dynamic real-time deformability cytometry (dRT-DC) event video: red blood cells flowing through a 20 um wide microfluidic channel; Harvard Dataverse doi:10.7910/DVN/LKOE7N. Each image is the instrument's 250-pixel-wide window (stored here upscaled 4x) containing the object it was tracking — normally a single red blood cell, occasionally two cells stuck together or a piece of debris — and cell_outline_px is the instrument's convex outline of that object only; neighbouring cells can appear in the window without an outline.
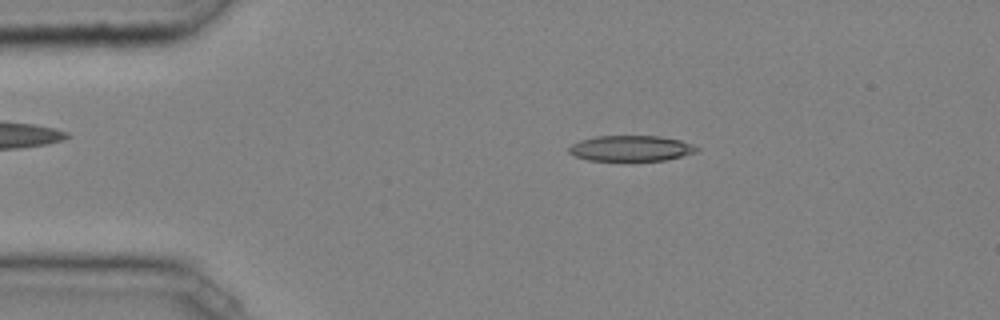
{"species": "common noctule bat (a hibernating species)", "species_latin": "Nyctalus noctula", "temperature_condition": "cold", "stored_images_in_passage": 44, "camera_frame_rate_fps": 3000, "um_per_image_px": 0.085, "animal": {"sex": "male", "body_mass_g": 20.4}, "frame": {"image": 1, "passage_image": 8, "time_ms": 2.333, "image_size_px": [1000, 320], "cell_outline_px": [[700, 148], [696, 152], [664, 160], [632, 164], [588, 160], [576, 156], [568, 152], [568, 148], [572, 144], [580, 140], [596, 136], [660, 136], [680, 140], [692, 144]], "centroid_in_image_um": [53.61, 12.66], "position_along_channel_um": 31.4, "area_um2": 20.0}}
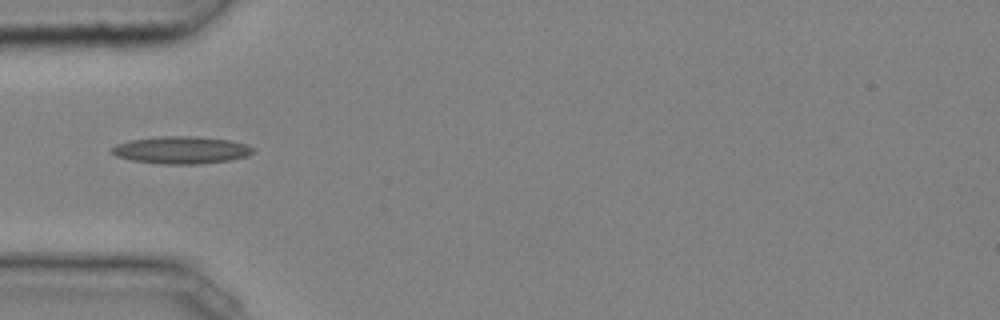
{"frame": {"image": 2, "passage_image": 14, "time_ms": 4.333, "image_size_px": [1000, 320], "cell_outline_px": [[256, 152], [248, 156], [232, 160], [200, 164], [164, 164], [132, 160], [116, 156], [112, 152], [112, 148], [116, 144], [128, 140], [160, 136], [196, 136], [228, 140], [248, 144], [256, 148]], "centroid_in_image_um": [15.48, 12.75], "position_along_channel_um": 69.5, "area_um2": 22.77}}
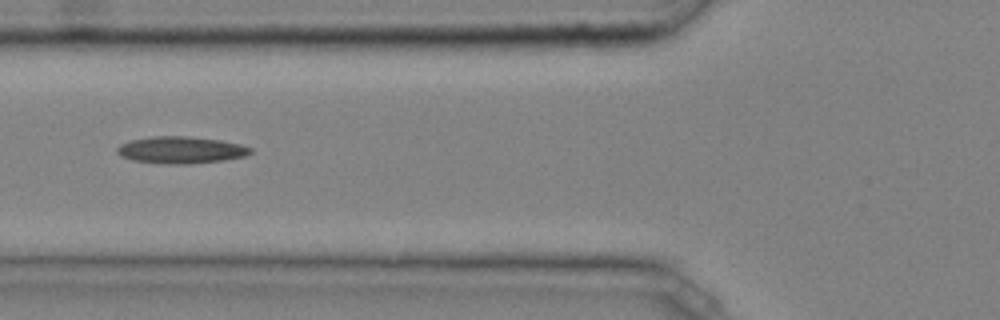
{"frame": {"image": 3, "passage_image": 17, "time_ms": 5.333, "image_size_px": [1000, 320], "cell_outline_px": [[252, 152], [244, 156], [224, 160], [188, 164], [160, 164], [132, 160], [120, 156], [116, 152], [116, 148], [120, 144], [128, 140], [152, 136], [184, 136], [220, 140], [240, 144], [252, 148]], "centroid_in_image_um": [15.32, 12.75], "position_along_channel_um": 110.5, "area_um2": 21.1}, "authors_computed_cell_mechanics": {"area_um2": 19.4497, "velocity_mm_per_s": 4.0752, "shape_relaxation_time_tau1_ms": null, "shape_relaxation_time_tau2_ms": 5.9538, "deformation_change_tau1": null, "deformation_change_tau2": 0.1848}}